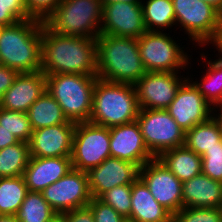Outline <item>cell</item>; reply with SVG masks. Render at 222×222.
Instances as JSON below:
<instances>
[{
    "mask_svg": "<svg viewBox=\"0 0 222 222\" xmlns=\"http://www.w3.org/2000/svg\"><path fill=\"white\" fill-rule=\"evenodd\" d=\"M41 71L45 75L97 76L96 39L61 35L52 31L43 21Z\"/></svg>",
    "mask_w": 222,
    "mask_h": 222,
    "instance_id": "6da1fadb",
    "label": "cell"
},
{
    "mask_svg": "<svg viewBox=\"0 0 222 222\" xmlns=\"http://www.w3.org/2000/svg\"><path fill=\"white\" fill-rule=\"evenodd\" d=\"M43 21L30 18L0 27V63L18 73L41 71Z\"/></svg>",
    "mask_w": 222,
    "mask_h": 222,
    "instance_id": "7a4b0ae2",
    "label": "cell"
},
{
    "mask_svg": "<svg viewBox=\"0 0 222 222\" xmlns=\"http://www.w3.org/2000/svg\"><path fill=\"white\" fill-rule=\"evenodd\" d=\"M96 45L99 79L134 85L146 73L138 39L100 34L96 38Z\"/></svg>",
    "mask_w": 222,
    "mask_h": 222,
    "instance_id": "3957f363",
    "label": "cell"
},
{
    "mask_svg": "<svg viewBox=\"0 0 222 222\" xmlns=\"http://www.w3.org/2000/svg\"><path fill=\"white\" fill-rule=\"evenodd\" d=\"M139 111L133 84L96 80L89 122L111 128L136 121Z\"/></svg>",
    "mask_w": 222,
    "mask_h": 222,
    "instance_id": "277c9868",
    "label": "cell"
},
{
    "mask_svg": "<svg viewBox=\"0 0 222 222\" xmlns=\"http://www.w3.org/2000/svg\"><path fill=\"white\" fill-rule=\"evenodd\" d=\"M46 76V90L59 103L68 121H89L97 76L52 74Z\"/></svg>",
    "mask_w": 222,
    "mask_h": 222,
    "instance_id": "5b68a950",
    "label": "cell"
},
{
    "mask_svg": "<svg viewBox=\"0 0 222 222\" xmlns=\"http://www.w3.org/2000/svg\"><path fill=\"white\" fill-rule=\"evenodd\" d=\"M102 14L101 0H61L44 23L61 35L96 39L100 35Z\"/></svg>",
    "mask_w": 222,
    "mask_h": 222,
    "instance_id": "8992f818",
    "label": "cell"
},
{
    "mask_svg": "<svg viewBox=\"0 0 222 222\" xmlns=\"http://www.w3.org/2000/svg\"><path fill=\"white\" fill-rule=\"evenodd\" d=\"M160 31H146L138 39V48L146 72H184L191 64L189 51L176 38ZM190 55V56H189Z\"/></svg>",
    "mask_w": 222,
    "mask_h": 222,
    "instance_id": "52a82bcc",
    "label": "cell"
},
{
    "mask_svg": "<svg viewBox=\"0 0 222 222\" xmlns=\"http://www.w3.org/2000/svg\"><path fill=\"white\" fill-rule=\"evenodd\" d=\"M176 26L188 35V41L204 48L216 40L222 29V15L202 0H172Z\"/></svg>",
    "mask_w": 222,
    "mask_h": 222,
    "instance_id": "ba28073f",
    "label": "cell"
},
{
    "mask_svg": "<svg viewBox=\"0 0 222 222\" xmlns=\"http://www.w3.org/2000/svg\"><path fill=\"white\" fill-rule=\"evenodd\" d=\"M136 122L154 158L185 143V132L166 109H140Z\"/></svg>",
    "mask_w": 222,
    "mask_h": 222,
    "instance_id": "9c48e42d",
    "label": "cell"
},
{
    "mask_svg": "<svg viewBox=\"0 0 222 222\" xmlns=\"http://www.w3.org/2000/svg\"><path fill=\"white\" fill-rule=\"evenodd\" d=\"M111 157L109 128L89 121L76 123L71 161L74 169L88 172Z\"/></svg>",
    "mask_w": 222,
    "mask_h": 222,
    "instance_id": "30bf717a",
    "label": "cell"
},
{
    "mask_svg": "<svg viewBox=\"0 0 222 222\" xmlns=\"http://www.w3.org/2000/svg\"><path fill=\"white\" fill-rule=\"evenodd\" d=\"M41 193L57 214L88 206L92 199L87 172L74 168Z\"/></svg>",
    "mask_w": 222,
    "mask_h": 222,
    "instance_id": "8fae6325",
    "label": "cell"
},
{
    "mask_svg": "<svg viewBox=\"0 0 222 222\" xmlns=\"http://www.w3.org/2000/svg\"><path fill=\"white\" fill-rule=\"evenodd\" d=\"M181 73L146 72L134 84L140 109H167L188 79Z\"/></svg>",
    "mask_w": 222,
    "mask_h": 222,
    "instance_id": "7c38bea8",
    "label": "cell"
},
{
    "mask_svg": "<svg viewBox=\"0 0 222 222\" xmlns=\"http://www.w3.org/2000/svg\"><path fill=\"white\" fill-rule=\"evenodd\" d=\"M139 177L156 201L172 215L183 208L182 182L158 158L140 167Z\"/></svg>",
    "mask_w": 222,
    "mask_h": 222,
    "instance_id": "4fadbf2b",
    "label": "cell"
},
{
    "mask_svg": "<svg viewBox=\"0 0 222 222\" xmlns=\"http://www.w3.org/2000/svg\"><path fill=\"white\" fill-rule=\"evenodd\" d=\"M166 110L184 132L207 121L216 111L189 79L179 87Z\"/></svg>",
    "mask_w": 222,
    "mask_h": 222,
    "instance_id": "5bb4252c",
    "label": "cell"
},
{
    "mask_svg": "<svg viewBox=\"0 0 222 222\" xmlns=\"http://www.w3.org/2000/svg\"><path fill=\"white\" fill-rule=\"evenodd\" d=\"M146 31L141 3L117 2L103 6L100 34L137 39Z\"/></svg>",
    "mask_w": 222,
    "mask_h": 222,
    "instance_id": "9a60e30c",
    "label": "cell"
},
{
    "mask_svg": "<svg viewBox=\"0 0 222 222\" xmlns=\"http://www.w3.org/2000/svg\"><path fill=\"white\" fill-rule=\"evenodd\" d=\"M139 169L134 163L108 157L99 166L87 172L92 198H100L115 186L132 185L139 177Z\"/></svg>",
    "mask_w": 222,
    "mask_h": 222,
    "instance_id": "2e32d148",
    "label": "cell"
},
{
    "mask_svg": "<svg viewBox=\"0 0 222 222\" xmlns=\"http://www.w3.org/2000/svg\"><path fill=\"white\" fill-rule=\"evenodd\" d=\"M109 131L111 157L134 163L139 168L154 159L136 121L111 127Z\"/></svg>",
    "mask_w": 222,
    "mask_h": 222,
    "instance_id": "e0dca14e",
    "label": "cell"
},
{
    "mask_svg": "<svg viewBox=\"0 0 222 222\" xmlns=\"http://www.w3.org/2000/svg\"><path fill=\"white\" fill-rule=\"evenodd\" d=\"M76 123L34 130L29 141L31 157H71Z\"/></svg>",
    "mask_w": 222,
    "mask_h": 222,
    "instance_id": "ac0fdd59",
    "label": "cell"
},
{
    "mask_svg": "<svg viewBox=\"0 0 222 222\" xmlns=\"http://www.w3.org/2000/svg\"><path fill=\"white\" fill-rule=\"evenodd\" d=\"M45 91L46 76L42 71L18 73L12 86L3 94L0 107L27 113Z\"/></svg>",
    "mask_w": 222,
    "mask_h": 222,
    "instance_id": "d6986e66",
    "label": "cell"
},
{
    "mask_svg": "<svg viewBox=\"0 0 222 222\" xmlns=\"http://www.w3.org/2000/svg\"><path fill=\"white\" fill-rule=\"evenodd\" d=\"M71 169V157H31L23 176L29 191L42 192Z\"/></svg>",
    "mask_w": 222,
    "mask_h": 222,
    "instance_id": "ffe728a7",
    "label": "cell"
},
{
    "mask_svg": "<svg viewBox=\"0 0 222 222\" xmlns=\"http://www.w3.org/2000/svg\"><path fill=\"white\" fill-rule=\"evenodd\" d=\"M183 208H220L222 182L201 173L182 183Z\"/></svg>",
    "mask_w": 222,
    "mask_h": 222,
    "instance_id": "44dd1931",
    "label": "cell"
},
{
    "mask_svg": "<svg viewBox=\"0 0 222 222\" xmlns=\"http://www.w3.org/2000/svg\"><path fill=\"white\" fill-rule=\"evenodd\" d=\"M130 219L137 222H172L173 215L156 201L138 177L132 184Z\"/></svg>",
    "mask_w": 222,
    "mask_h": 222,
    "instance_id": "7402d4cb",
    "label": "cell"
},
{
    "mask_svg": "<svg viewBox=\"0 0 222 222\" xmlns=\"http://www.w3.org/2000/svg\"><path fill=\"white\" fill-rule=\"evenodd\" d=\"M158 159L182 183L202 173V158L185 145L163 152Z\"/></svg>",
    "mask_w": 222,
    "mask_h": 222,
    "instance_id": "603a6c76",
    "label": "cell"
},
{
    "mask_svg": "<svg viewBox=\"0 0 222 222\" xmlns=\"http://www.w3.org/2000/svg\"><path fill=\"white\" fill-rule=\"evenodd\" d=\"M184 145L201 157L213 147H222V127L219 118L213 115L207 121L186 131Z\"/></svg>",
    "mask_w": 222,
    "mask_h": 222,
    "instance_id": "cb8c5ba5",
    "label": "cell"
},
{
    "mask_svg": "<svg viewBox=\"0 0 222 222\" xmlns=\"http://www.w3.org/2000/svg\"><path fill=\"white\" fill-rule=\"evenodd\" d=\"M31 127L34 130L64 123H74L65 117L59 103L46 90L27 111Z\"/></svg>",
    "mask_w": 222,
    "mask_h": 222,
    "instance_id": "d4e9b609",
    "label": "cell"
},
{
    "mask_svg": "<svg viewBox=\"0 0 222 222\" xmlns=\"http://www.w3.org/2000/svg\"><path fill=\"white\" fill-rule=\"evenodd\" d=\"M141 6L147 31L166 32L176 26L172 0H141Z\"/></svg>",
    "mask_w": 222,
    "mask_h": 222,
    "instance_id": "484cf974",
    "label": "cell"
},
{
    "mask_svg": "<svg viewBox=\"0 0 222 222\" xmlns=\"http://www.w3.org/2000/svg\"><path fill=\"white\" fill-rule=\"evenodd\" d=\"M203 53V54H202ZM199 55L201 56L202 64L206 67L205 71L201 73H205L201 75L200 80H193L194 78H187L194 84V86L198 89V91L202 94V96L215 108L222 109V87L220 81V68L211 60V57L208 58L205 52H202ZM208 58V59H207ZM210 59V60H209Z\"/></svg>",
    "mask_w": 222,
    "mask_h": 222,
    "instance_id": "4316f807",
    "label": "cell"
},
{
    "mask_svg": "<svg viewBox=\"0 0 222 222\" xmlns=\"http://www.w3.org/2000/svg\"><path fill=\"white\" fill-rule=\"evenodd\" d=\"M29 143L19 141L0 150V178L19 177L29 164Z\"/></svg>",
    "mask_w": 222,
    "mask_h": 222,
    "instance_id": "83f0119b",
    "label": "cell"
},
{
    "mask_svg": "<svg viewBox=\"0 0 222 222\" xmlns=\"http://www.w3.org/2000/svg\"><path fill=\"white\" fill-rule=\"evenodd\" d=\"M29 192L24 176L0 178V215H15Z\"/></svg>",
    "mask_w": 222,
    "mask_h": 222,
    "instance_id": "f1b7e54d",
    "label": "cell"
},
{
    "mask_svg": "<svg viewBox=\"0 0 222 222\" xmlns=\"http://www.w3.org/2000/svg\"><path fill=\"white\" fill-rule=\"evenodd\" d=\"M56 214L41 192L29 191L14 216L18 222H47Z\"/></svg>",
    "mask_w": 222,
    "mask_h": 222,
    "instance_id": "f546056e",
    "label": "cell"
},
{
    "mask_svg": "<svg viewBox=\"0 0 222 222\" xmlns=\"http://www.w3.org/2000/svg\"><path fill=\"white\" fill-rule=\"evenodd\" d=\"M0 127L8 130L19 141L29 143L33 129L27 113L11 111L0 107Z\"/></svg>",
    "mask_w": 222,
    "mask_h": 222,
    "instance_id": "4dcf8cb0",
    "label": "cell"
},
{
    "mask_svg": "<svg viewBox=\"0 0 222 222\" xmlns=\"http://www.w3.org/2000/svg\"><path fill=\"white\" fill-rule=\"evenodd\" d=\"M132 185L115 186L99 199L113 207L125 219H130Z\"/></svg>",
    "mask_w": 222,
    "mask_h": 222,
    "instance_id": "1f68e13d",
    "label": "cell"
},
{
    "mask_svg": "<svg viewBox=\"0 0 222 222\" xmlns=\"http://www.w3.org/2000/svg\"><path fill=\"white\" fill-rule=\"evenodd\" d=\"M172 222H222V212L220 208H182Z\"/></svg>",
    "mask_w": 222,
    "mask_h": 222,
    "instance_id": "d6a6232c",
    "label": "cell"
},
{
    "mask_svg": "<svg viewBox=\"0 0 222 222\" xmlns=\"http://www.w3.org/2000/svg\"><path fill=\"white\" fill-rule=\"evenodd\" d=\"M202 158V173L222 182V147H213Z\"/></svg>",
    "mask_w": 222,
    "mask_h": 222,
    "instance_id": "836d02e7",
    "label": "cell"
},
{
    "mask_svg": "<svg viewBox=\"0 0 222 222\" xmlns=\"http://www.w3.org/2000/svg\"><path fill=\"white\" fill-rule=\"evenodd\" d=\"M88 206L93 212L95 222H123L125 220L113 207L99 198H92Z\"/></svg>",
    "mask_w": 222,
    "mask_h": 222,
    "instance_id": "e575fe53",
    "label": "cell"
},
{
    "mask_svg": "<svg viewBox=\"0 0 222 222\" xmlns=\"http://www.w3.org/2000/svg\"><path fill=\"white\" fill-rule=\"evenodd\" d=\"M32 18L25 5H3L0 3V27L11 26Z\"/></svg>",
    "mask_w": 222,
    "mask_h": 222,
    "instance_id": "d590c367",
    "label": "cell"
},
{
    "mask_svg": "<svg viewBox=\"0 0 222 222\" xmlns=\"http://www.w3.org/2000/svg\"><path fill=\"white\" fill-rule=\"evenodd\" d=\"M61 0H25L28 14L44 21L60 4Z\"/></svg>",
    "mask_w": 222,
    "mask_h": 222,
    "instance_id": "8d00e7d4",
    "label": "cell"
},
{
    "mask_svg": "<svg viewBox=\"0 0 222 222\" xmlns=\"http://www.w3.org/2000/svg\"><path fill=\"white\" fill-rule=\"evenodd\" d=\"M63 219L64 222H95L93 212L89 206L63 213Z\"/></svg>",
    "mask_w": 222,
    "mask_h": 222,
    "instance_id": "74e56055",
    "label": "cell"
},
{
    "mask_svg": "<svg viewBox=\"0 0 222 222\" xmlns=\"http://www.w3.org/2000/svg\"><path fill=\"white\" fill-rule=\"evenodd\" d=\"M17 75V71L0 65V100L3 94L12 86Z\"/></svg>",
    "mask_w": 222,
    "mask_h": 222,
    "instance_id": "f35d334b",
    "label": "cell"
},
{
    "mask_svg": "<svg viewBox=\"0 0 222 222\" xmlns=\"http://www.w3.org/2000/svg\"><path fill=\"white\" fill-rule=\"evenodd\" d=\"M18 142L19 140L14 135L5 128L0 127V150Z\"/></svg>",
    "mask_w": 222,
    "mask_h": 222,
    "instance_id": "ab89813d",
    "label": "cell"
},
{
    "mask_svg": "<svg viewBox=\"0 0 222 222\" xmlns=\"http://www.w3.org/2000/svg\"><path fill=\"white\" fill-rule=\"evenodd\" d=\"M212 44L213 45H211V46L215 47L214 53H215V51H218V55L222 58V29L218 33L216 40Z\"/></svg>",
    "mask_w": 222,
    "mask_h": 222,
    "instance_id": "60d3db41",
    "label": "cell"
},
{
    "mask_svg": "<svg viewBox=\"0 0 222 222\" xmlns=\"http://www.w3.org/2000/svg\"><path fill=\"white\" fill-rule=\"evenodd\" d=\"M214 7L222 15V0H202Z\"/></svg>",
    "mask_w": 222,
    "mask_h": 222,
    "instance_id": "b9f144b4",
    "label": "cell"
},
{
    "mask_svg": "<svg viewBox=\"0 0 222 222\" xmlns=\"http://www.w3.org/2000/svg\"><path fill=\"white\" fill-rule=\"evenodd\" d=\"M117 2L141 3V0H101L102 6L117 3Z\"/></svg>",
    "mask_w": 222,
    "mask_h": 222,
    "instance_id": "7bdbcfd3",
    "label": "cell"
},
{
    "mask_svg": "<svg viewBox=\"0 0 222 222\" xmlns=\"http://www.w3.org/2000/svg\"><path fill=\"white\" fill-rule=\"evenodd\" d=\"M3 5H25V0H0Z\"/></svg>",
    "mask_w": 222,
    "mask_h": 222,
    "instance_id": "ee69618b",
    "label": "cell"
},
{
    "mask_svg": "<svg viewBox=\"0 0 222 222\" xmlns=\"http://www.w3.org/2000/svg\"><path fill=\"white\" fill-rule=\"evenodd\" d=\"M0 222H18L13 215H0Z\"/></svg>",
    "mask_w": 222,
    "mask_h": 222,
    "instance_id": "f6af8a7d",
    "label": "cell"
},
{
    "mask_svg": "<svg viewBox=\"0 0 222 222\" xmlns=\"http://www.w3.org/2000/svg\"><path fill=\"white\" fill-rule=\"evenodd\" d=\"M217 59H211L220 68V81L222 87V58L218 55Z\"/></svg>",
    "mask_w": 222,
    "mask_h": 222,
    "instance_id": "bcb514c9",
    "label": "cell"
},
{
    "mask_svg": "<svg viewBox=\"0 0 222 222\" xmlns=\"http://www.w3.org/2000/svg\"><path fill=\"white\" fill-rule=\"evenodd\" d=\"M47 222H64L63 214H56L52 219Z\"/></svg>",
    "mask_w": 222,
    "mask_h": 222,
    "instance_id": "7dc6e473",
    "label": "cell"
},
{
    "mask_svg": "<svg viewBox=\"0 0 222 222\" xmlns=\"http://www.w3.org/2000/svg\"><path fill=\"white\" fill-rule=\"evenodd\" d=\"M215 115L219 118V122H220L221 127H222V109H217L215 111Z\"/></svg>",
    "mask_w": 222,
    "mask_h": 222,
    "instance_id": "c3c4849f",
    "label": "cell"
},
{
    "mask_svg": "<svg viewBox=\"0 0 222 222\" xmlns=\"http://www.w3.org/2000/svg\"><path fill=\"white\" fill-rule=\"evenodd\" d=\"M123 222H137V221H134V220H131L129 218H126Z\"/></svg>",
    "mask_w": 222,
    "mask_h": 222,
    "instance_id": "681fc988",
    "label": "cell"
}]
</instances>
